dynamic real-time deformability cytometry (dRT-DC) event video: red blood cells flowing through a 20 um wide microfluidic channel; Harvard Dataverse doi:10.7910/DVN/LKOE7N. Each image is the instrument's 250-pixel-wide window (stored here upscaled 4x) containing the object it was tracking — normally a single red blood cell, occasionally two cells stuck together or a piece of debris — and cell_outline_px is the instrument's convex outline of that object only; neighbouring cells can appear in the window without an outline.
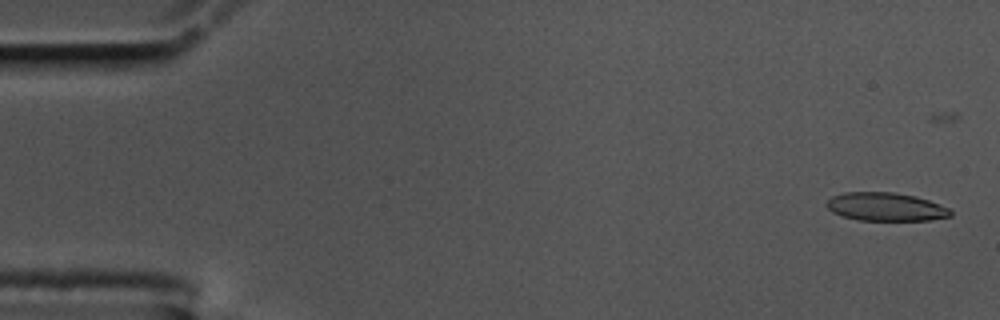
{"species": "common noctule bat (a hibernating species)", "species_latin": "Nyctalus noctula", "temperature_condition": "cold", "stored_images_in_passage": 54, "camera_frame_rate_fps": 3000, "um_per_image_px": 0.085, "animal": {"sex": "male", "body_mass_g": 17.5, "forearm_length_mm": 52.3}, "frame": {"image": 1, "passage_image": 2, "time_ms": 0.333, "image_size_px": [1000, 320], "cell_outline_px": [[952, 216], [928, 220], [856, 220], [840, 216], [832, 212], [824, 204], [832, 196], [844, 192], [892, 192], [916, 196], [928, 200], [948, 208], [952, 212]], "centroid_in_image_um": [75.24, 17.58], "position_along_channel_um": 9.8, "area_um2": 20.52}}
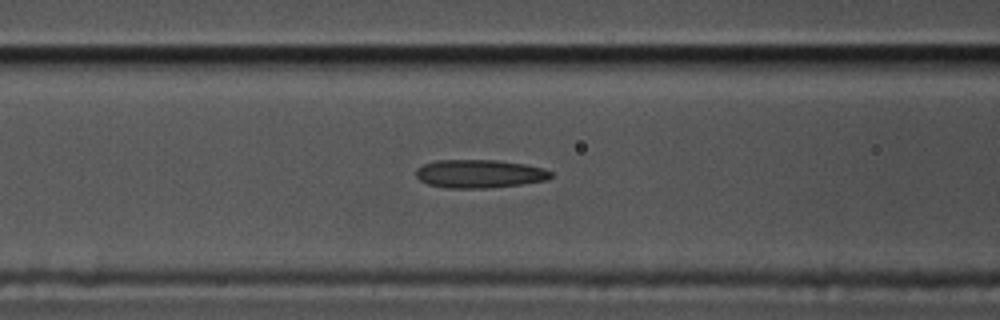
{"frame": {"image": 2, "passage_image": 23, "time_ms": 7.333, "image_size_px": [1000, 320], "cell_outline_px": [[552, 176], [548, 180], [520, 184], [488, 188], [448, 188], [428, 184], [420, 180], [416, 176], [416, 168], [424, 164], [436, 160], [496, 160], [524, 164], [544, 168], [552, 172]], "centroid_in_image_um": [40.75, 14.77], "position_along_channel_um": 125.8, "area_um2": 22.25}}
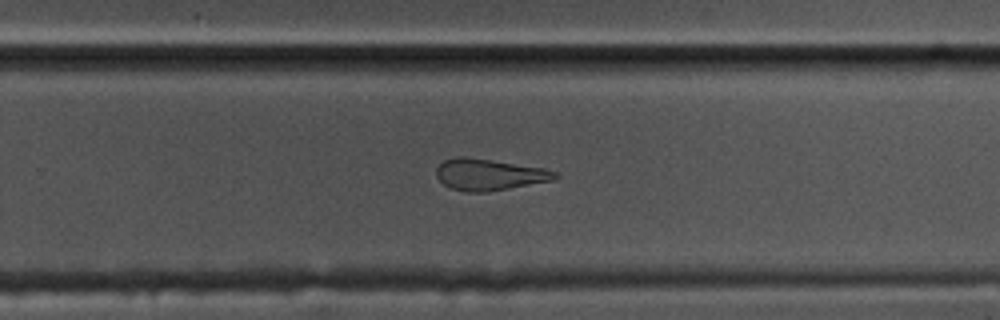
{"frame": {"image": 3, "passage_image": 37, "time_ms": 12.0, "image_size_px": [1000, 320], "cell_outline_px": [[560, 176], [552, 180], [508, 188], [484, 192], [464, 192], [452, 188], [444, 184], [436, 176], [436, 168], [444, 160], [456, 156], [464, 156], [492, 160], [544, 168], [556, 172]], "centroid_in_image_um": [41.55, 14.83], "position_along_channel_um": 288.3, "area_um2": 21.56}}